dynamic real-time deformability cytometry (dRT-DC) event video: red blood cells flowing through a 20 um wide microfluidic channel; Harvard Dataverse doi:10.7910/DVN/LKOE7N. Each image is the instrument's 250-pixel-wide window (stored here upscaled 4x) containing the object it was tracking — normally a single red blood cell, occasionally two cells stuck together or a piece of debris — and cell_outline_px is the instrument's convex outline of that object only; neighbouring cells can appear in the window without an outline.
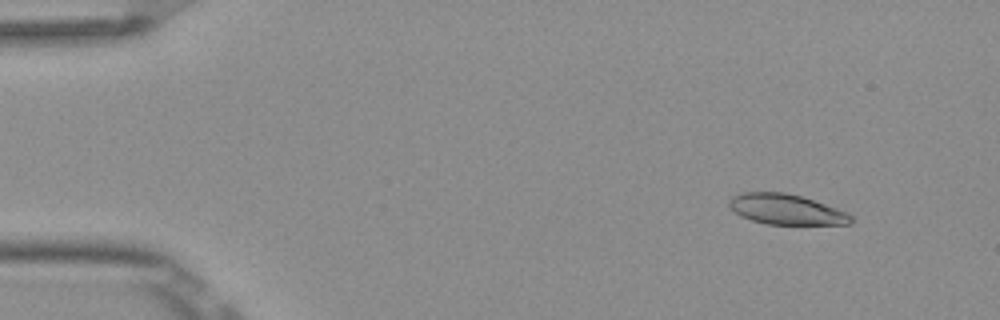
{"species": "Egyptian fruit bat (a non-hibernating species)", "species_latin": "Rousettus aegyptiacus", "temperature_condition": "room temperature", "stored_images_in_passage": 48, "camera_frame_rate_fps": 3000, "um_per_image_px": 0.085, "frame": {"image": 1, "passage_image": 1, "time_ms": 0.0, "image_size_px": [1000, 320], "cell_outline_px": [[852, 224], [764, 224], [740, 216], [728, 204], [728, 200], [732, 196], [740, 192], [784, 192], [800, 196], [848, 212], [852, 216]], "centroid_in_image_um": [66.8, 17.79], "position_along_channel_um": 18.2, "area_um2": 21.44}}
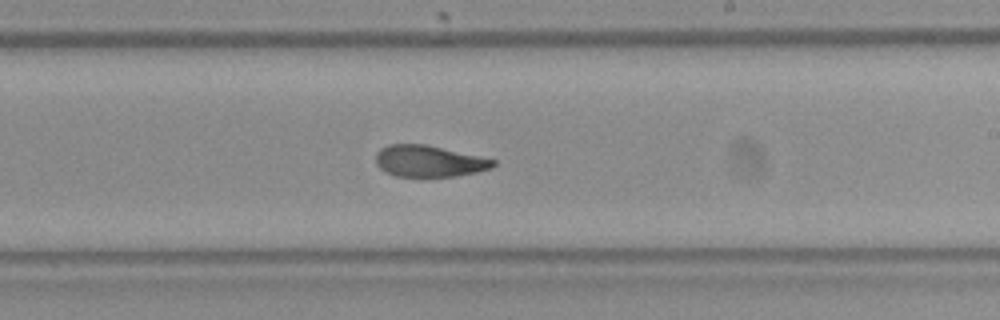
{"frame": {"image": 2, "passage_image": 27, "time_ms": 8.667, "image_size_px": [1000, 320], "cell_outline_px": [[496, 164], [492, 168], [476, 172], [456, 176], [396, 176], [380, 168], [376, 164], [376, 152], [380, 148], [388, 144], [424, 144], [480, 156], [496, 160]], "centroid_in_image_um": [36.46, 13.69], "position_along_channel_um": 252.5, "area_um2": 21.39}}
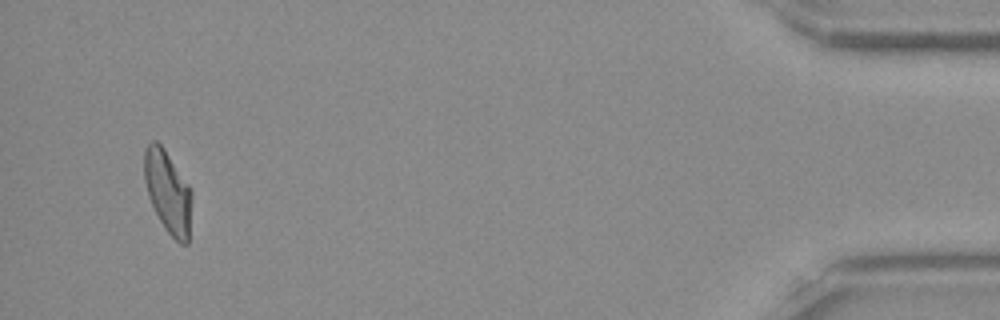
{"frame": {"image": 3, "passage_image": 46, "time_ms": 15.0, "image_size_px": [1000, 320], "cell_outline_px": [[192, 196], [188, 244], [180, 244], [164, 228], [148, 196], [144, 180], [144, 152], [148, 144], [152, 140], [156, 140], [164, 148], [188, 184], [192, 192]], "centroid_in_image_um": [14.27, 16.3], "position_along_channel_um": 420.9, "area_um2": 22.72}, "authors_computed_cell_mechanics": {"area_um2": 22.7732, "velocity_mm_per_s": 3.8688, "shape_relaxation_time_tau1_ms": 9.2126, "shape_relaxation_time_tau2_ms": 3.04, "deformation_change_tau1": 0.246, "deformation_change_tau2": 0.0992}}